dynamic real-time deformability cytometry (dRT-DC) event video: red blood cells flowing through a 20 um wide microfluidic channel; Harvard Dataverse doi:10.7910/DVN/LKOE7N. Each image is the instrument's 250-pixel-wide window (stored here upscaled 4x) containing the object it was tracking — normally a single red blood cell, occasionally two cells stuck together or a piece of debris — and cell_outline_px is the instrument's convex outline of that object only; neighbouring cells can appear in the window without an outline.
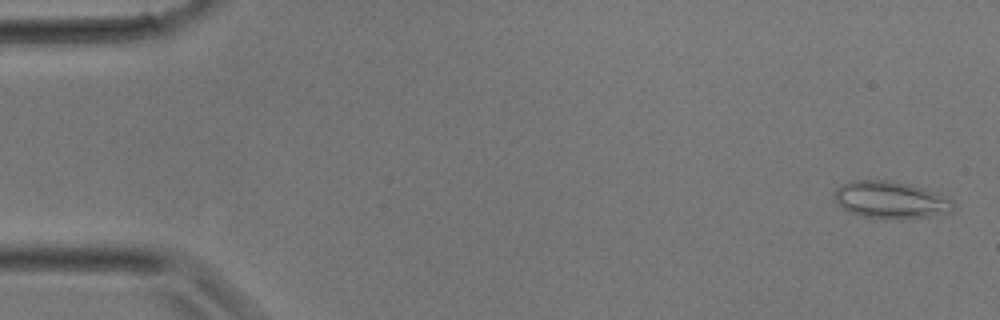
{"species": "common noctule bat (a hibernating species)", "species_latin": "Nyctalus noctula", "temperature_condition": "room temperature", "stored_images_in_passage": 32, "camera_frame_rate_fps": 3000, "um_per_image_px": 0.085, "animal": {"sex": "male", "body_mass_g": 17.9}, "frame": {"image": 1, "passage_image": 1, "time_ms": 0.0, "image_size_px": [1000, 320], "cell_outline_px": [[952, 212], [932, 216], [900, 220], [888, 220], [864, 216], [848, 212], [832, 196], [832, 192], [840, 184], [848, 180], [888, 180], [908, 184], [924, 188], [952, 200]], "centroid_in_image_um": [75.65, 17.0], "position_along_channel_um": 9.3, "area_um2": 26.07}}
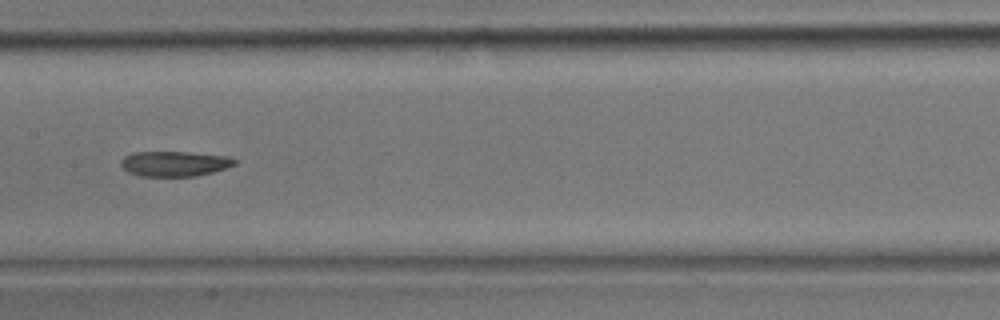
{"frame": {"image": 2, "passage_image": 16, "time_ms": 5.0, "image_size_px": [1000, 320], "cell_outline_px": [[236, 164], [212, 172], [196, 176], [140, 176], [128, 172], [120, 164], [120, 160], [124, 156], [132, 152], [188, 152], [228, 156], [236, 160]], "centroid_in_image_um": [14.8, 13.91], "position_along_channel_um": 192.6, "area_um2": 16.65}}
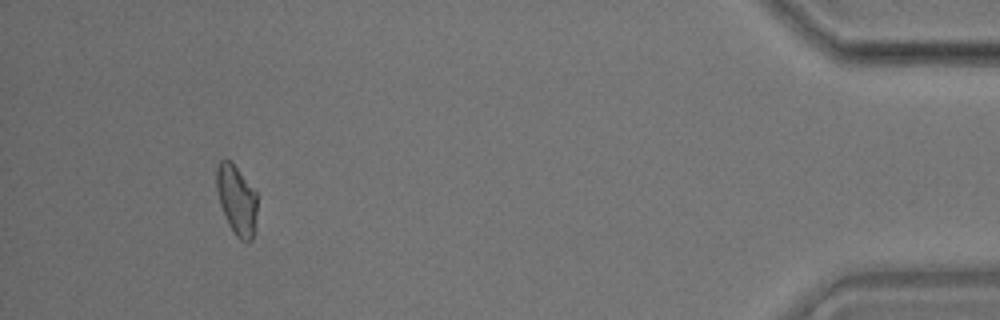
{"frame": {"image": 3, "passage_image": 30, "time_ms": 9.667, "image_size_px": [1000, 320], "cell_outline_px": [[256, 228], [252, 240], [248, 244], [244, 244], [236, 236], [228, 224], [220, 204], [216, 188], [216, 164], [224, 156], [232, 160], [256, 192]], "centroid_in_image_um": [20.11, 16.98], "position_along_channel_um": 415.1, "area_um2": 17.11}}